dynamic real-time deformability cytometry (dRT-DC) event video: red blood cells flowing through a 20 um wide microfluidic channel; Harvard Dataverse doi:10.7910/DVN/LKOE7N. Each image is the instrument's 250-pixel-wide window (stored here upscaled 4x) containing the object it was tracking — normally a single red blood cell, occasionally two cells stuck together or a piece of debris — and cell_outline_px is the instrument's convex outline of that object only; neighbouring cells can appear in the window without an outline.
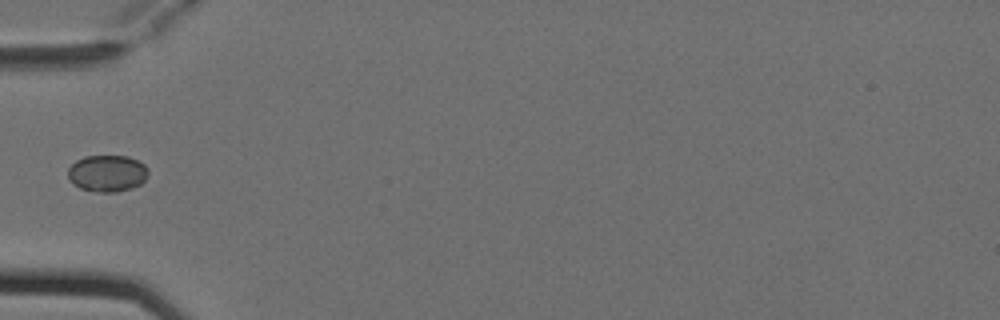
{"species": "Egyptian fruit bat (a non-hibernating species)", "species_latin": "Rousettus aegyptiacus", "temperature_condition": "cold", "stored_images_in_passage": 1, "camera_frame_rate_fps": 3000, "um_per_image_px": 0.085, "animal": {"sex": "female"}, "frame": {"image": 1, "passage_image": 1, "time_ms": 0.0, "image_size_px": [1000, 320], "cell_outline_px": [[148, 172], [144, 180], [140, 184], [132, 188], [116, 192], [96, 192], [80, 188], [72, 184], [68, 180], [68, 168], [76, 160], [84, 156], [128, 156], [144, 164], [148, 168]], "centroid_in_image_um": [9.09, 14.74], "position_along_channel_um": 75.9, "area_um2": 17.28}}